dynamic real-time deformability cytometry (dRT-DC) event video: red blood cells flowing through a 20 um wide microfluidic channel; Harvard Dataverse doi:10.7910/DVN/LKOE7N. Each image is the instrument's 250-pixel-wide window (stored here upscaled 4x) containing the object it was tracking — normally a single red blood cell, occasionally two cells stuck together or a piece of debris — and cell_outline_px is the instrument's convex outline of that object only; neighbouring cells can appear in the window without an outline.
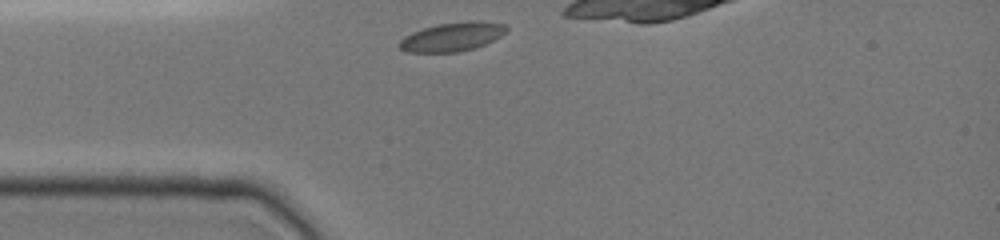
{"species": "common noctule bat (a hibernating species)", "species_latin": "Nyctalus noctula", "temperature_condition": "cold", "stored_images_in_passage": 6, "camera_frame_rate_fps": 3000, "um_per_image_px": 0.085, "animal": {"sex": "female", "body_mass_g": 19.0, "forearm_length_mm": 51.5}, "frame": {"image": 1, "passage_image": 1, "time_ms": 0.0, "image_size_px": [1000, 240], "cell_outline_px": [[508, 28], [500, 36], [476, 48], [456, 52], [408, 52], [400, 48], [396, 44], [404, 36], [412, 32], [436, 24], [468, 20], [480, 20], [504, 24]], "centroid_in_image_um": [38.41, 3.11], "position_along_channel_um": 46.6, "area_um2": 18.09}}
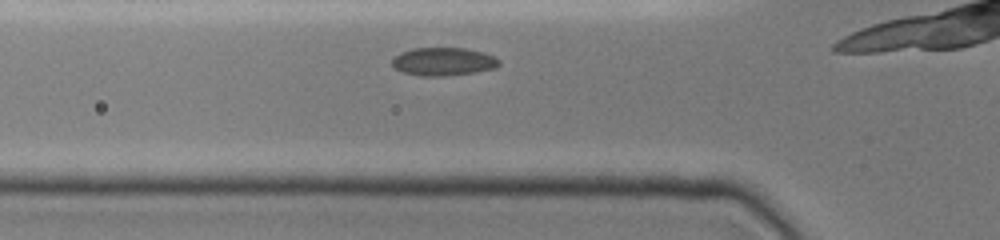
{"frame": {"image": 2, "passage_image": 3, "time_ms": 1.333, "image_size_px": [1000, 240], "cell_outline_px": [[500, 64], [496, 68], [476, 72], [448, 76], [420, 76], [404, 72], [396, 68], [392, 64], [392, 60], [400, 52], [412, 48], [464, 48], [480, 52], [492, 56], [500, 60]], "centroid_in_image_um": [37.69, 5.24], "position_along_channel_um": 88.1, "area_um2": 17.46}}
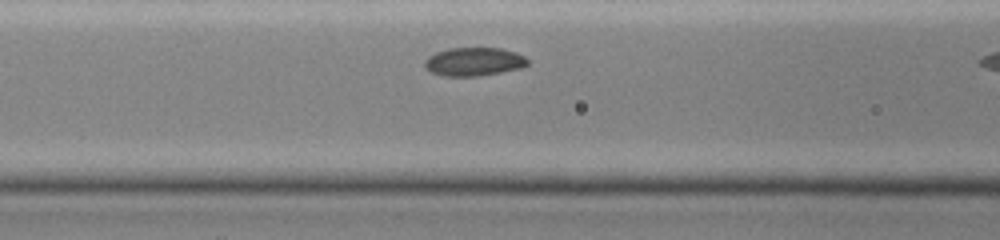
{"frame": {"image": 3, "passage_image": 5, "time_ms": 2.333, "image_size_px": [1000, 240], "cell_outline_px": [[528, 64], [520, 68], [480, 76], [444, 76], [432, 72], [424, 68], [424, 60], [428, 56], [436, 52], [448, 48], [500, 48], [516, 52], [524, 56], [528, 60]], "centroid_in_image_um": [40.25, 5.24], "position_along_channel_um": 126.3, "area_um2": 17.11}}